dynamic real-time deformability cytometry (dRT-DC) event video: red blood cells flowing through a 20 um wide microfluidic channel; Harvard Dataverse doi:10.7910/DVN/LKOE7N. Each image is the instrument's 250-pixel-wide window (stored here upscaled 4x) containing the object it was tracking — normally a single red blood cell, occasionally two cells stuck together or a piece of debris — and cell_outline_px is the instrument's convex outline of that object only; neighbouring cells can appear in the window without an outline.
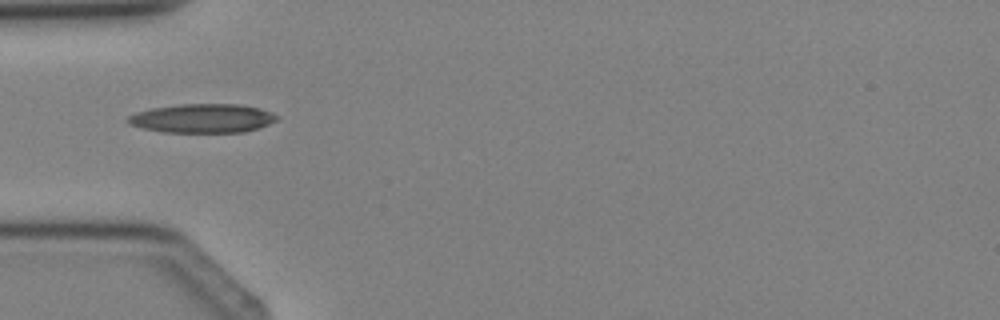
{"species": "Egyptian fruit bat (a non-hibernating species)", "species_latin": "Rousettus aegyptiacus", "temperature_condition": "cold", "stored_images_in_passage": 4, "camera_frame_rate_fps": 3000, "um_per_image_px": 0.085, "animal": {"sex": "female"}, "frame": {"image": 1, "passage_image": 4, "time_ms": 3.667, "image_size_px": [1000, 320], "cell_outline_px": [[280, 116], [276, 120], [268, 124], [244, 132], [160, 132], [128, 124], [124, 120], [128, 116], [136, 112], [152, 108], [180, 104], [240, 104], [260, 108], [272, 112]], "centroid_in_image_um": [17.19, 10.05], "position_along_channel_um": 67.8, "area_um2": 25.2}}